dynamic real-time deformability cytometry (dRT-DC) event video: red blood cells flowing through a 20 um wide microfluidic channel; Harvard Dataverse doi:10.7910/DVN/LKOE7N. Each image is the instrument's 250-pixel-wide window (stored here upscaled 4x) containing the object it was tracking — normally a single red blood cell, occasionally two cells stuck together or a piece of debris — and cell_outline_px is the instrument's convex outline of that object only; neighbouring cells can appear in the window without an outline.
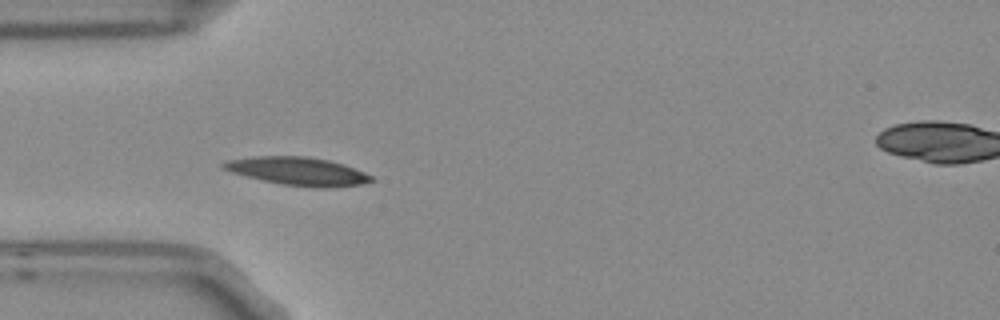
{"species": "Egyptian fruit bat (a non-hibernating species)", "species_latin": "Rousettus aegyptiacus", "temperature_condition": "room temperature", "stored_images_in_passage": 6, "camera_frame_rate_fps": 3000, "um_per_image_px": 0.085, "frame": {"image": 1, "passage_image": 5, "time_ms": 1.333, "image_size_px": [1000, 320], "cell_outline_px": [[376, 180], [360, 184], [328, 188], [316, 188], [280, 184], [232, 172], [220, 168], [220, 164], [228, 160], [252, 156], [308, 156], [328, 160], [344, 164], [364, 172], [372, 176]], "centroid_in_image_um": [25.32, 14.55], "position_along_channel_um": 59.7, "area_um2": 24.28}}
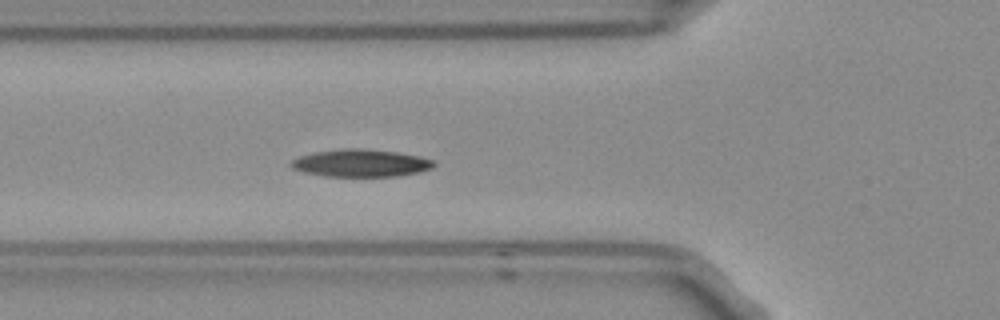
{"frame": {"image": 2, "passage_image": 6, "time_ms": 1.667, "image_size_px": [1000, 320], "cell_outline_px": [[436, 164], [432, 168], [420, 172], [396, 176], [324, 176], [304, 172], [292, 168], [288, 164], [292, 160], [300, 156], [316, 152], [340, 148], [364, 148], [396, 152], [420, 156], [432, 160]], "centroid_in_image_um": [30.66, 13.86], "position_along_channel_um": 95.1, "area_um2": 22.89}}